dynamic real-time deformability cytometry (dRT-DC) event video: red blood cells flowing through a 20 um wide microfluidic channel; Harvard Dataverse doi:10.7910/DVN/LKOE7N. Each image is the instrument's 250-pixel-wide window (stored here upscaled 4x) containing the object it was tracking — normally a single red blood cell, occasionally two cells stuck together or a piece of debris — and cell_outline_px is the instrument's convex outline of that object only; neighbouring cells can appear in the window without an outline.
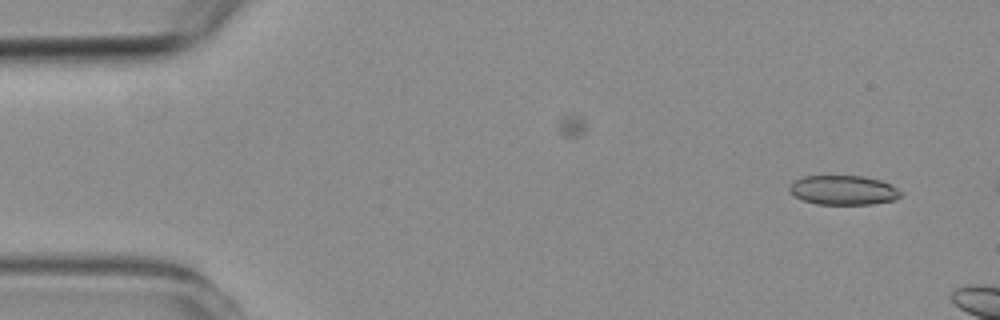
{"species": "common noctule bat (a hibernating species)", "species_latin": "Nyctalus noctula", "temperature_condition": "room temperature", "stored_images_in_passage": 2, "camera_frame_rate_fps": 3000, "um_per_image_px": 0.085, "animal": {"sex": "female", "body_mass_g": 19.3, "forearm_length_mm": 54.1}, "frame": {"image": 1, "passage_image": 1, "time_ms": 0.0, "image_size_px": [1000, 320], "cell_outline_px": [[900, 196], [896, 200], [872, 204], [816, 204], [804, 200], [788, 192], [788, 184], [804, 176], [864, 176], [880, 180], [896, 188], [900, 192]], "centroid_in_image_um": [71.65, 16.16], "position_along_channel_um": 13.4, "area_um2": 19.02}}